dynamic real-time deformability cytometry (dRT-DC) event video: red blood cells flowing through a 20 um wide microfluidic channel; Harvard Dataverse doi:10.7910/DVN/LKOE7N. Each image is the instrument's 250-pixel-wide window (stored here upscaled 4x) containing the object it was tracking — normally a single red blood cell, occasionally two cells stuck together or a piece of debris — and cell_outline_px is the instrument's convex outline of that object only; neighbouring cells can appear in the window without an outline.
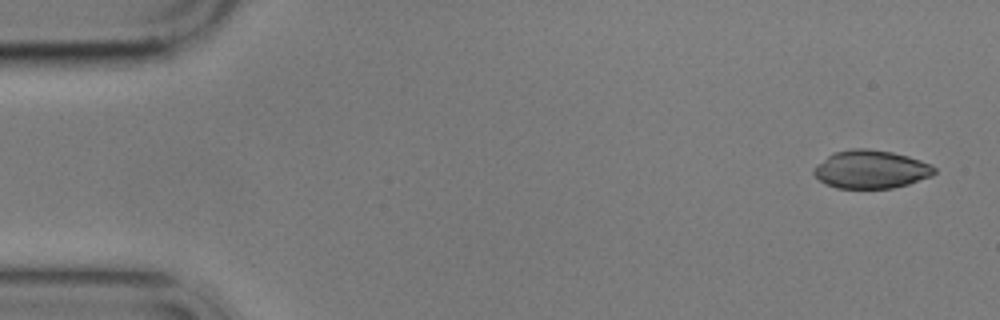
{"species": "common noctule bat (a hibernating species)", "species_latin": "Nyctalus noctula", "temperature_condition": "cold", "stored_images_in_passage": 5, "camera_frame_rate_fps": 3000, "um_per_image_px": 0.085, "animal": {"sex": "male", "body_mass_g": 17.9}, "frame": {"image": 1, "passage_image": 1, "time_ms": 0.0, "image_size_px": [1000, 320], "cell_outline_px": [[936, 172], [932, 176], [908, 184], [892, 188], [836, 188], [824, 184], [812, 172], [812, 168], [828, 156], [836, 152], [852, 148], [868, 148], [892, 152], [908, 156], [932, 164], [936, 168]], "centroid_in_image_um": [74.04, 14.39], "position_along_channel_um": 11.0, "area_um2": 26.93}}
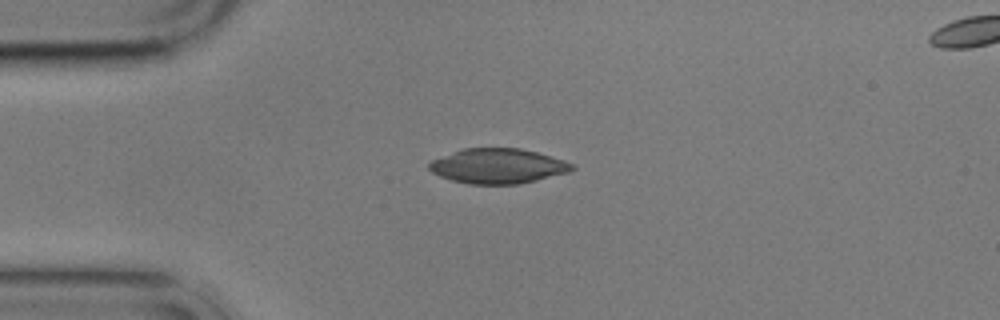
{"frame": {"image": 2, "passage_image": 4, "time_ms": 3.667, "image_size_px": [1000, 320], "cell_outline_px": [[576, 168], [568, 172], [520, 184], [468, 184], [452, 180], [440, 176], [432, 172], [428, 168], [428, 164], [432, 160], [464, 148], [520, 148], [536, 152], [564, 160], [572, 164]], "centroid_in_image_um": [42.31, 14.12], "position_along_channel_um": 42.7, "area_um2": 28.9}}